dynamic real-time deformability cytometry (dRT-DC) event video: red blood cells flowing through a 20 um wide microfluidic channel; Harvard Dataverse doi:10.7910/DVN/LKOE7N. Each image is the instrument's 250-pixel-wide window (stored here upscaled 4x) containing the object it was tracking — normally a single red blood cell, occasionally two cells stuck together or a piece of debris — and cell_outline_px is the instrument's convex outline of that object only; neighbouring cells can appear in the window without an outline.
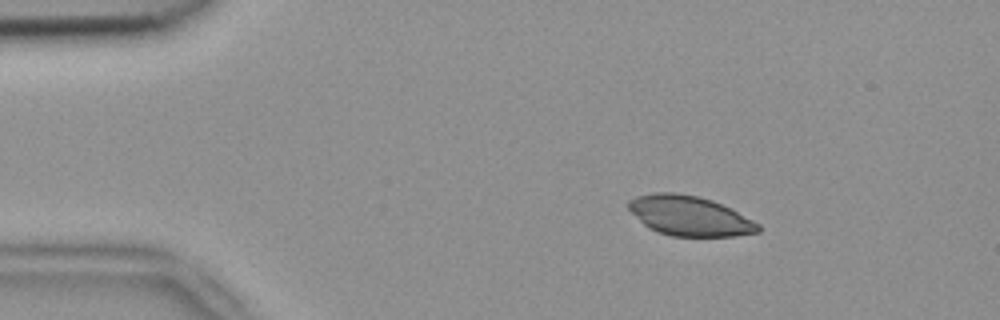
{"species": "common noctule bat (a hibernating species)", "species_latin": "Nyctalus noctula", "temperature_condition": "room temperature", "stored_images_in_passage": 4, "camera_frame_rate_fps": 3000, "um_per_image_px": 0.085, "animal": {"sex": "female", "body_mass_g": 18.4}, "frame": {"image": 1, "passage_image": 2, "time_ms": 0.333, "image_size_px": [1000, 320], "cell_outline_px": [[760, 232], [736, 236], [672, 236], [656, 232], [648, 228], [628, 208], [628, 200], [636, 196], [656, 192], [676, 192], [696, 196], [712, 200], [760, 224]], "centroid_in_image_um": [58.59, 18.35], "position_along_channel_um": 26.4, "area_um2": 29.88}}